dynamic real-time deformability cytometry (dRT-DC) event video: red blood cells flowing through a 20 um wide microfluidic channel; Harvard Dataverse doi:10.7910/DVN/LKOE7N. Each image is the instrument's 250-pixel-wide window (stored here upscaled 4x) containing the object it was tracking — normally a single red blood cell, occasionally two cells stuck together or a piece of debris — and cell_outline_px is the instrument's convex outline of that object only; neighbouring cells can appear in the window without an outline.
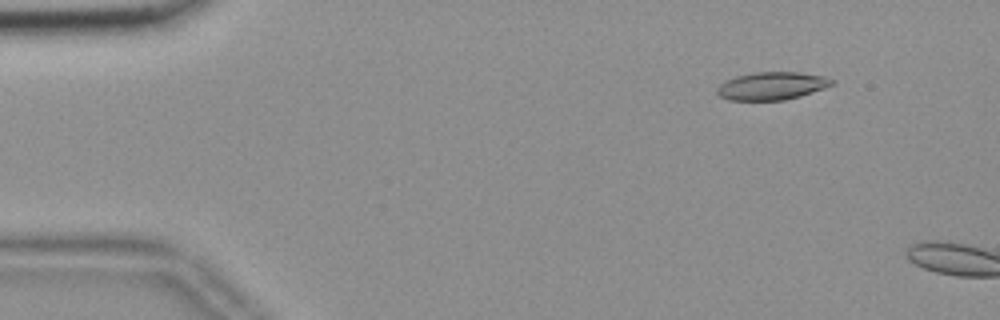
{"species": "common noctule bat (a hibernating species)", "species_latin": "Nyctalus noctula", "temperature_condition": "room temperature", "stored_images_in_passage": 9, "camera_frame_rate_fps": 3000, "um_per_image_px": 0.085, "animal": {"sex": "female", "body_mass_g": 18.4}, "frame": {"image": 1, "passage_image": 7, "time_ms": 2.0, "image_size_px": [1000, 320], "cell_outline_px": [[836, 84], [800, 96], [784, 100], [728, 100], [720, 96], [716, 92], [716, 88], [720, 84], [736, 76], [756, 72], [800, 72], [824, 76], [836, 80]], "centroid_in_image_um": [65.64, 7.3], "position_along_channel_um": 19.4, "area_um2": 18.67}}